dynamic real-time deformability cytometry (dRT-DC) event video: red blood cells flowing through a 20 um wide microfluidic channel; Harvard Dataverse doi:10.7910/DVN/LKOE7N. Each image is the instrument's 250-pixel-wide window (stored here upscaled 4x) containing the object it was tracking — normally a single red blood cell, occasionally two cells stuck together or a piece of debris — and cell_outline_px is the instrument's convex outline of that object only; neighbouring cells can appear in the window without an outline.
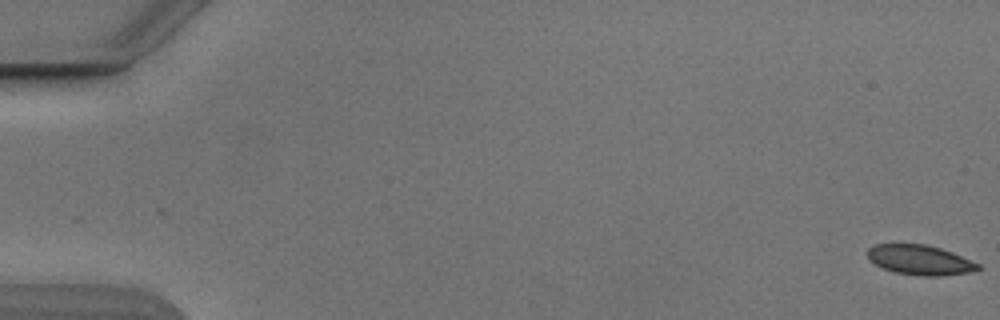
{"species": "Egyptian fruit bat (a non-hibernating species)", "species_latin": "Rousettus aegyptiacus", "temperature_condition": "cold", "stored_images_in_passage": 41, "camera_frame_rate_fps": 3000, "um_per_image_px": 0.085, "animal": {"sex": "male"}, "frame": {"image": 1, "passage_image": 1, "time_ms": 0.0, "image_size_px": [1000, 320], "cell_outline_px": [[980, 268], [968, 272], [940, 276], [920, 276], [896, 272], [884, 268], [868, 260], [868, 248], [872, 244], [924, 244], [940, 248], [952, 252], [980, 264]], "centroid_in_image_um": [78.17, 22.09], "position_along_channel_um": 6.8, "area_um2": 19.07}}
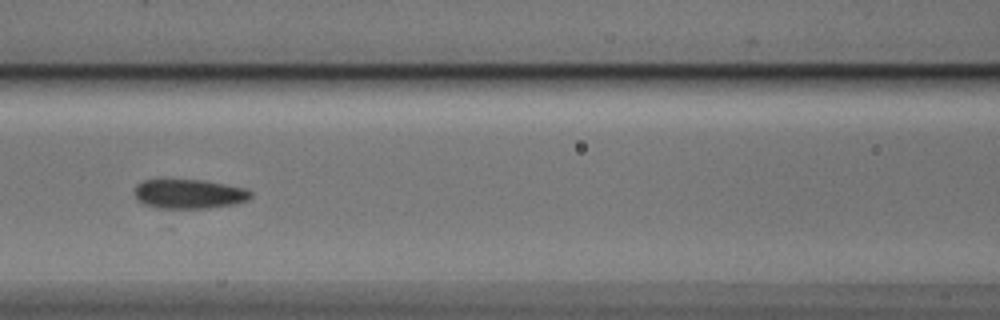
{"frame": {"image": 2, "passage_image": 25, "time_ms": 8.0, "image_size_px": [1000, 320], "cell_outline_px": [[252, 196], [248, 200], [232, 204], [208, 208], [156, 208], [144, 204], [136, 196], [136, 184], [144, 180], [200, 180], [224, 184], [244, 188], [252, 192]], "centroid_in_image_um": [16.08, 16.49], "position_along_channel_um": 150.5, "area_um2": 19.59}}
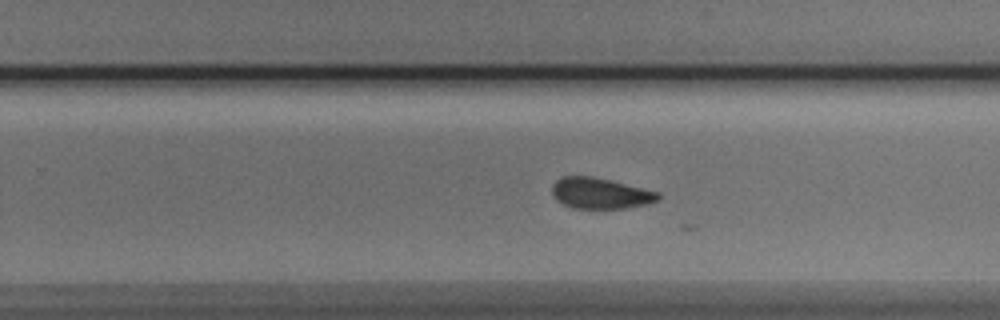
{"frame": {"image": 3, "passage_image": 35, "time_ms": 11.333, "image_size_px": [1000, 320], "cell_outline_px": [[660, 200], [648, 204], [624, 208], [572, 208], [556, 200], [552, 196], [552, 184], [560, 176], [592, 176], [660, 192]], "centroid_in_image_um": [51.01, 16.43], "position_along_channel_um": 278.8, "area_um2": 19.19}}